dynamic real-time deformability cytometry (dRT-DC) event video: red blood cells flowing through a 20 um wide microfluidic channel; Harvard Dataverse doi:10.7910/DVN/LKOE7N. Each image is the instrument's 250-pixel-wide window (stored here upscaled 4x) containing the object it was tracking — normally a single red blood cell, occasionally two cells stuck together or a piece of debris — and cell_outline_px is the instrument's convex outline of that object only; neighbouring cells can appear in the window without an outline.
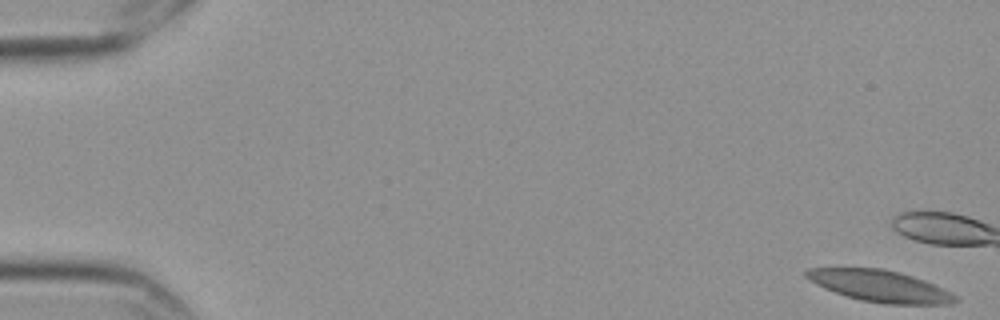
{"species": "Egyptian fruit bat (a non-hibernating species)", "species_latin": "Rousettus aegyptiacus", "temperature_condition": "cold", "stored_images_in_passage": 14, "camera_frame_rate_fps": 3000, "um_per_image_px": 0.085, "frame": {"image": 1, "passage_image": 1, "time_ms": 0.0, "image_size_px": [1000, 320], "cell_outline_px": [[960, 300], [948, 304], [884, 304], [860, 300], [824, 288], [816, 284], [804, 276], [804, 272], [808, 268], [884, 268], [900, 272], [924, 280], [944, 288], [952, 292]], "centroid_in_image_um": [74.82, 24.31], "position_along_channel_um": 10.2, "area_um2": 27.46}}